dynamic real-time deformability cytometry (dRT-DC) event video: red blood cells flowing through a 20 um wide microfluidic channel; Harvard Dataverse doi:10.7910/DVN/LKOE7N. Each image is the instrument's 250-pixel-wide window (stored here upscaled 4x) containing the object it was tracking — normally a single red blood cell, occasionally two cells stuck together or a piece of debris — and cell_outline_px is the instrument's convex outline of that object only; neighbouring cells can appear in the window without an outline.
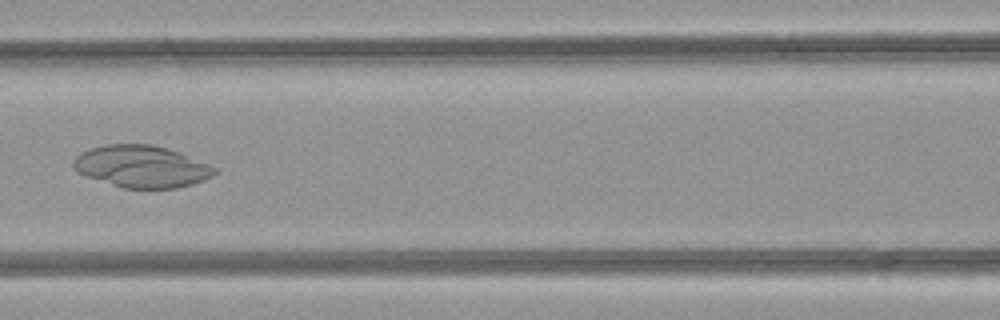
{"species": "common noctule bat (a hibernating species)", "species_latin": "Nyctalus noctula", "temperature_condition": "room temperature", "stored_images_in_passage": 42, "camera_frame_rate_fps": 3000, "um_per_image_px": 0.085, "animal": {"sex": "female", "body_mass_g": 21.9}, "frame": {"image": 1, "passage_image": 16, "time_ms": 5.0, "image_size_px": [1000, 320], "cell_outline_px": [[216, 172], [212, 176], [204, 180], [192, 184], [176, 188], [124, 188], [76, 172], [72, 164], [72, 160], [80, 152], [92, 148], [108, 144], [152, 144], [168, 148], [180, 152], [208, 164], [216, 168]], "centroid_in_image_um": [12.03, 14.14], "position_along_channel_um": 154.6, "area_um2": 34.39}}
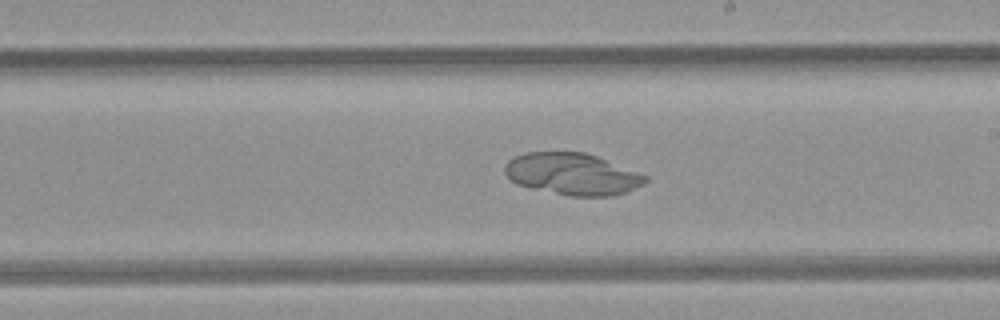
{"frame": {"image": 2, "passage_image": 22, "time_ms": 7.0, "image_size_px": [1000, 320], "cell_outline_px": [[648, 180], [644, 184], [624, 192], [612, 196], [568, 196], [532, 188], [516, 184], [504, 172], [504, 164], [512, 156], [524, 152], [584, 152], [596, 156], [648, 176]], "centroid_in_image_um": [48.61, 14.79], "position_along_channel_um": 240.4, "area_um2": 34.22}}
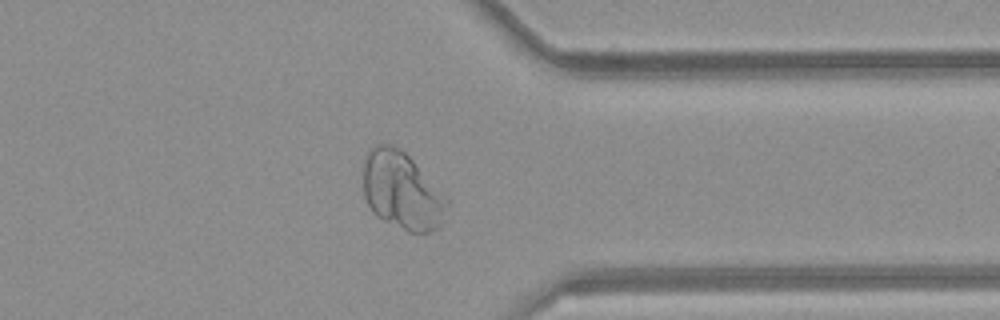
{"frame": {"image": 3, "passage_image": 32, "time_ms": 10.333, "image_size_px": [1000, 320], "cell_outline_px": [[448, 204], [444, 224], [440, 228], [428, 232], [408, 232], [376, 216], [372, 212], [364, 196], [364, 156], [376, 144], [392, 144], [400, 148], [448, 196]], "centroid_in_image_um": [34.2, 16.23], "position_along_channel_um": 377.2, "area_um2": 38.21}}